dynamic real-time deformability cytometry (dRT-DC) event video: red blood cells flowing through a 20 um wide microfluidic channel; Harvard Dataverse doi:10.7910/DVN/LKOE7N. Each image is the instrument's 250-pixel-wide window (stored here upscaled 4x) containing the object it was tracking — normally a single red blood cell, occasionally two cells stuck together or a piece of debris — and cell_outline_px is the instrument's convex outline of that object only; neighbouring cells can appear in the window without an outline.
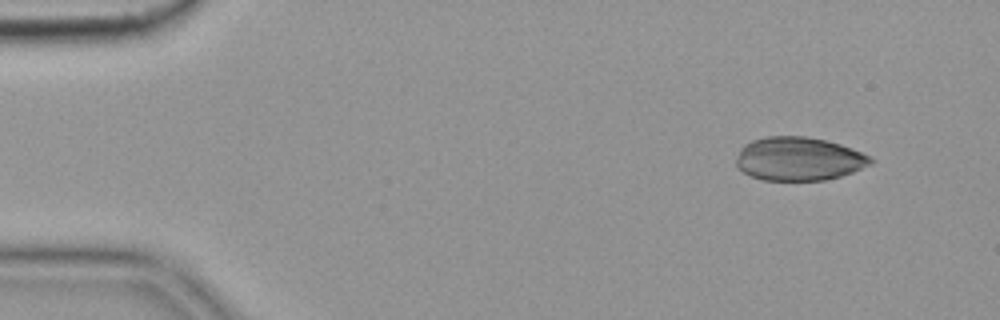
{"species": "common noctule bat (a hibernating species)", "species_latin": "Nyctalus noctula", "temperature_condition": "cold", "stored_images_in_passage": 4, "camera_frame_rate_fps": 3000, "um_per_image_px": 0.085, "animal": {"sex": "female", "body_mass_g": 19.9}, "frame": {"image": 1, "passage_image": 1, "time_ms": 0.0, "image_size_px": [1000, 320], "cell_outline_px": [[876, 160], [872, 164], [852, 172], [840, 176], [824, 180], [764, 180], [752, 176], [744, 172], [736, 164], [736, 156], [740, 148], [744, 144], [752, 140], [768, 136], [808, 136], [840, 144], [872, 156]], "centroid_in_image_um": [67.91, 13.49], "position_along_channel_um": 17.1, "area_um2": 34.16}}